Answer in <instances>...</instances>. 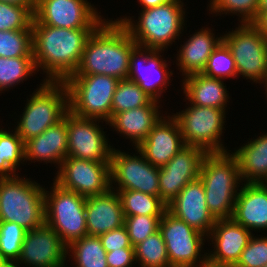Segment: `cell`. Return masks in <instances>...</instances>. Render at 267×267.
Segmentation results:
<instances>
[{
	"mask_svg": "<svg viewBox=\"0 0 267 267\" xmlns=\"http://www.w3.org/2000/svg\"><path fill=\"white\" fill-rule=\"evenodd\" d=\"M31 26L36 68H42L47 74L45 81L50 82H64L76 72L86 41L96 29L53 27L34 17Z\"/></svg>",
	"mask_w": 267,
	"mask_h": 267,
	"instance_id": "cell-1",
	"label": "cell"
},
{
	"mask_svg": "<svg viewBox=\"0 0 267 267\" xmlns=\"http://www.w3.org/2000/svg\"><path fill=\"white\" fill-rule=\"evenodd\" d=\"M137 46L123 24L104 20L87 39L73 75L102 74L127 79L130 56Z\"/></svg>",
	"mask_w": 267,
	"mask_h": 267,
	"instance_id": "cell-2",
	"label": "cell"
},
{
	"mask_svg": "<svg viewBox=\"0 0 267 267\" xmlns=\"http://www.w3.org/2000/svg\"><path fill=\"white\" fill-rule=\"evenodd\" d=\"M199 178L204 185L208 210L214 219H232L238 184L242 180L236 157L227 151L207 153L201 163Z\"/></svg>",
	"mask_w": 267,
	"mask_h": 267,
	"instance_id": "cell-3",
	"label": "cell"
},
{
	"mask_svg": "<svg viewBox=\"0 0 267 267\" xmlns=\"http://www.w3.org/2000/svg\"><path fill=\"white\" fill-rule=\"evenodd\" d=\"M183 6L181 0L168 1L142 9L135 25L127 17L117 21L123 24L138 46L164 51L182 33L185 19Z\"/></svg>",
	"mask_w": 267,
	"mask_h": 267,
	"instance_id": "cell-4",
	"label": "cell"
},
{
	"mask_svg": "<svg viewBox=\"0 0 267 267\" xmlns=\"http://www.w3.org/2000/svg\"><path fill=\"white\" fill-rule=\"evenodd\" d=\"M44 188L29 179L0 177V221L33 230L45 223Z\"/></svg>",
	"mask_w": 267,
	"mask_h": 267,
	"instance_id": "cell-5",
	"label": "cell"
},
{
	"mask_svg": "<svg viewBox=\"0 0 267 267\" xmlns=\"http://www.w3.org/2000/svg\"><path fill=\"white\" fill-rule=\"evenodd\" d=\"M40 85L27 101L22 118L15 128L24 143L60 122L69 111V94L64 82L44 79Z\"/></svg>",
	"mask_w": 267,
	"mask_h": 267,
	"instance_id": "cell-6",
	"label": "cell"
},
{
	"mask_svg": "<svg viewBox=\"0 0 267 267\" xmlns=\"http://www.w3.org/2000/svg\"><path fill=\"white\" fill-rule=\"evenodd\" d=\"M118 81L102 74L71 75L64 81L69 94V110L77 116L108 123Z\"/></svg>",
	"mask_w": 267,
	"mask_h": 267,
	"instance_id": "cell-7",
	"label": "cell"
},
{
	"mask_svg": "<svg viewBox=\"0 0 267 267\" xmlns=\"http://www.w3.org/2000/svg\"><path fill=\"white\" fill-rule=\"evenodd\" d=\"M53 185L50 194L44 190L45 223L68 246L88 235L85 215L87 198L66 190L55 182Z\"/></svg>",
	"mask_w": 267,
	"mask_h": 267,
	"instance_id": "cell-8",
	"label": "cell"
},
{
	"mask_svg": "<svg viewBox=\"0 0 267 267\" xmlns=\"http://www.w3.org/2000/svg\"><path fill=\"white\" fill-rule=\"evenodd\" d=\"M178 113L172 116L180 126L185 146L198 147L206 153L226 152L220 142L226 118L223 109L191 104Z\"/></svg>",
	"mask_w": 267,
	"mask_h": 267,
	"instance_id": "cell-9",
	"label": "cell"
},
{
	"mask_svg": "<svg viewBox=\"0 0 267 267\" xmlns=\"http://www.w3.org/2000/svg\"><path fill=\"white\" fill-rule=\"evenodd\" d=\"M222 41L235 60L237 74L262 83L267 76V39L258 28L253 23H241L222 36Z\"/></svg>",
	"mask_w": 267,
	"mask_h": 267,
	"instance_id": "cell-10",
	"label": "cell"
},
{
	"mask_svg": "<svg viewBox=\"0 0 267 267\" xmlns=\"http://www.w3.org/2000/svg\"><path fill=\"white\" fill-rule=\"evenodd\" d=\"M159 231L166 244L168 259L172 267H199L201 263L207 261L208 253L200 260V252L206 235L189 226L185 221L166 211L160 219ZM197 261L200 262L199 265L196 264Z\"/></svg>",
	"mask_w": 267,
	"mask_h": 267,
	"instance_id": "cell-11",
	"label": "cell"
},
{
	"mask_svg": "<svg viewBox=\"0 0 267 267\" xmlns=\"http://www.w3.org/2000/svg\"><path fill=\"white\" fill-rule=\"evenodd\" d=\"M55 183L85 198L107 192L110 188V162L66 157L58 167Z\"/></svg>",
	"mask_w": 267,
	"mask_h": 267,
	"instance_id": "cell-12",
	"label": "cell"
},
{
	"mask_svg": "<svg viewBox=\"0 0 267 267\" xmlns=\"http://www.w3.org/2000/svg\"><path fill=\"white\" fill-rule=\"evenodd\" d=\"M129 155L113 148L110 159V185L118 183L116 190H136L159 196V168L148 162L137 149Z\"/></svg>",
	"mask_w": 267,
	"mask_h": 267,
	"instance_id": "cell-13",
	"label": "cell"
},
{
	"mask_svg": "<svg viewBox=\"0 0 267 267\" xmlns=\"http://www.w3.org/2000/svg\"><path fill=\"white\" fill-rule=\"evenodd\" d=\"M64 118L67 121V157L110 162L113 148L108 145L105 132L96 123L100 122L99 119L80 117L70 110Z\"/></svg>",
	"mask_w": 267,
	"mask_h": 267,
	"instance_id": "cell-14",
	"label": "cell"
},
{
	"mask_svg": "<svg viewBox=\"0 0 267 267\" xmlns=\"http://www.w3.org/2000/svg\"><path fill=\"white\" fill-rule=\"evenodd\" d=\"M87 0H36L34 18L66 29L97 28L105 19Z\"/></svg>",
	"mask_w": 267,
	"mask_h": 267,
	"instance_id": "cell-15",
	"label": "cell"
},
{
	"mask_svg": "<svg viewBox=\"0 0 267 267\" xmlns=\"http://www.w3.org/2000/svg\"><path fill=\"white\" fill-rule=\"evenodd\" d=\"M207 153L198 147L184 146L165 166L159 168V197L168 205L191 181L199 178Z\"/></svg>",
	"mask_w": 267,
	"mask_h": 267,
	"instance_id": "cell-16",
	"label": "cell"
},
{
	"mask_svg": "<svg viewBox=\"0 0 267 267\" xmlns=\"http://www.w3.org/2000/svg\"><path fill=\"white\" fill-rule=\"evenodd\" d=\"M67 246L46 223L26 231L17 261L32 267H64Z\"/></svg>",
	"mask_w": 267,
	"mask_h": 267,
	"instance_id": "cell-17",
	"label": "cell"
},
{
	"mask_svg": "<svg viewBox=\"0 0 267 267\" xmlns=\"http://www.w3.org/2000/svg\"><path fill=\"white\" fill-rule=\"evenodd\" d=\"M159 52H162V50L137 46L130 56L127 78L128 80L136 82L147 95L156 101H158L161 94L164 92L162 88H167L170 76L173 74L171 71L170 73L167 71L168 65L165 60L162 58L160 59L161 55H159ZM139 57H141L142 60H139ZM143 64H145V68Z\"/></svg>",
	"mask_w": 267,
	"mask_h": 267,
	"instance_id": "cell-18",
	"label": "cell"
},
{
	"mask_svg": "<svg viewBox=\"0 0 267 267\" xmlns=\"http://www.w3.org/2000/svg\"><path fill=\"white\" fill-rule=\"evenodd\" d=\"M167 211L206 236L216 222L208 210L204 185L200 178L189 182L167 205Z\"/></svg>",
	"mask_w": 267,
	"mask_h": 267,
	"instance_id": "cell-19",
	"label": "cell"
},
{
	"mask_svg": "<svg viewBox=\"0 0 267 267\" xmlns=\"http://www.w3.org/2000/svg\"><path fill=\"white\" fill-rule=\"evenodd\" d=\"M251 237V231L233 219L216 220L208 235V238H212V244H215L214 252L207 255V261L234 267Z\"/></svg>",
	"mask_w": 267,
	"mask_h": 267,
	"instance_id": "cell-20",
	"label": "cell"
},
{
	"mask_svg": "<svg viewBox=\"0 0 267 267\" xmlns=\"http://www.w3.org/2000/svg\"><path fill=\"white\" fill-rule=\"evenodd\" d=\"M167 117L163 116L137 147L144 158L158 168L165 166L185 146L177 120Z\"/></svg>",
	"mask_w": 267,
	"mask_h": 267,
	"instance_id": "cell-21",
	"label": "cell"
},
{
	"mask_svg": "<svg viewBox=\"0 0 267 267\" xmlns=\"http://www.w3.org/2000/svg\"><path fill=\"white\" fill-rule=\"evenodd\" d=\"M115 189L111 186L107 192L86 199L85 215L89 236H99L124 225L123 208Z\"/></svg>",
	"mask_w": 267,
	"mask_h": 267,
	"instance_id": "cell-22",
	"label": "cell"
},
{
	"mask_svg": "<svg viewBox=\"0 0 267 267\" xmlns=\"http://www.w3.org/2000/svg\"><path fill=\"white\" fill-rule=\"evenodd\" d=\"M236 197L232 219L246 229H267V183H244Z\"/></svg>",
	"mask_w": 267,
	"mask_h": 267,
	"instance_id": "cell-23",
	"label": "cell"
},
{
	"mask_svg": "<svg viewBox=\"0 0 267 267\" xmlns=\"http://www.w3.org/2000/svg\"><path fill=\"white\" fill-rule=\"evenodd\" d=\"M24 146L26 160L53 162L60 166L67 157L68 150L66 119L48 127L37 137L27 140Z\"/></svg>",
	"mask_w": 267,
	"mask_h": 267,
	"instance_id": "cell-24",
	"label": "cell"
},
{
	"mask_svg": "<svg viewBox=\"0 0 267 267\" xmlns=\"http://www.w3.org/2000/svg\"><path fill=\"white\" fill-rule=\"evenodd\" d=\"M158 102L152 100L148 105L116 113L106 124L130 138L137 148L162 118L158 111Z\"/></svg>",
	"mask_w": 267,
	"mask_h": 267,
	"instance_id": "cell-25",
	"label": "cell"
},
{
	"mask_svg": "<svg viewBox=\"0 0 267 267\" xmlns=\"http://www.w3.org/2000/svg\"><path fill=\"white\" fill-rule=\"evenodd\" d=\"M213 36L209 28H202L196 34L194 33L184 45H181L177 60L180 71L184 72L185 77L203 72L211 53L222 41L221 36L217 38Z\"/></svg>",
	"mask_w": 267,
	"mask_h": 267,
	"instance_id": "cell-26",
	"label": "cell"
},
{
	"mask_svg": "<svg viewBox=\"0 0 267 267\" xmlns=\"http://www.w3.org/2000/svg\"><path fill=\"white\" fill-rule=\"evenodd\" d=\"M221 78H210L202 73L185 77L183 90L190 104L226 110L228 93Z\"/></svg>",
	"mask_w": 267,
	"mask_h": 267,
	"instance_id": "cell-27",
	"label": "cell"
},
{
	"mask_svg": "<svg viewBox=\"0 0 267 267\" xmlns=\"http://www.w3.org/2000/svg\"><path fill=\"white\" fill-rule=\"evenodd\" d=\"M233 155L239 166V174L245 183H267V133L248 143Z\"/></svg>",
	"mask_w": 267,
	"mask_h": 267,
	"instance_id": "cell-28",
	"label": "cell"
},
{
	"mask_svg": "<svg viewBox=\"0 0 267 267\" xmlns=\"http://www.w3.org/2000/svg\"><path fill=\"white\" fill-rule=\"evenodd\" d=\"M121 201L124 216H163L167 205L159 196L136 190H115Z\"/></svg>",
	"mask_w": 267,
	"mask_h": 267,
	"instance_id": "cell-29",
	"label": "cell"
},
{
	"mask_svg": "<svg viewBox=\"0 0 267 267\" xmlns=\"http://www.w3.org/2000/svg\"><path fill=\"white\" fill-rule=\"evenodd\" d=\"M69 251L72 252L70 256L74 257V264H77L75 267H108L107 252L99 236L87 235L73 241L67 246V252Z\"/></svg>",
	"mask_w": 267,
	"mask_h": 267,
	"instance_id": "cell-30",
	"label": "cell"
},
{
	"mask_svg": "<svg viewBox=\"0 0 267 267\" xmlns=\"http://www.w3.org/2000/svg\"><path fill=\"white\" fill-rule=\"evenodd\" d=\"M24 141L16 131L0 129V177H14L20 161H25ZM12 174V175H11Z\"/></svg>",
	"mask_w": 267,
	"mask_h": 267,
	"instance_id": "cell-31",
	"label": "cell"
},
{
	"mask_svg": "<svg viewBox=\"0 0 267 267\" xmlns=\"http://www.w3.org/2000/svg\"><path fill=\"white\" fill-rule=\"evenodd\" d=\"M135 261L141 267H172L168 259L166 244L158 230L134 246Z\"/></svg>",
	"mask_w": 267,
	"mask_h": 267,
	"instance_id": "cell-32",
	"label": "cell"
},
{
	"mask_svg": "<svg viewBox=\"0 0 267 267\" xmlns=\"http://www.w3.org/2000/svg\"><path fill=\"white\" fill-rule=\"evenodd\" d=\"M152 100L136 82L119 80L112 99L111 118L116 113L148 105Z\"/></svg>",
	"mask_w": 267,
	"mask_h": 267,
	"instance_id": "cell-33",
	"label": "cell"
},
{
	"mask_svg": "<svg viewBox=\"0 0 267 267\" xmlns=\"http://www.w3.org/2000/svg\"><path fill=\"white\" fill-rule=\"evenodd\" d=\"M38 70L33 56H20L14 58L0 57V91L6 90L23 82L34 71ZM6 88V89H5Z\"/></svg>",
	"mask_w": 267,
	"mask_h": 267,
	"instance_id": "cell-34",
	"label": "cell"
},
{
	"mask_svg": "<svg viewBox=\"0 0 267 267\" xmlns=\"http://www.w3.org/2000/svg\"><path fill=\"white\" fill-rule=\"evenodd\" d=\"M33 56L32 26L26 30L0 31V57Z\"/></svg>",
	"mask_w": 267,
	"mask_h": 267,
	"instance_id": "cell-35",
	"label": "cell"
},
{
	"mask_svg": "<svg viewBox=\"0 0 267 267\" xmlns=\"http://www.w3.org/2000/svg\"><path fill=\"white\" fill-rule=\"evenodd\" d=\"M202 74L210 78L221 79L238 76L235 60L223 41L211 53Z\"/></svg>",
	"mask_w": 267,
	"mask_h": 267,
	"instance_id": "cell-36",
	"label": "cell"
},
{
	"mask_svg": "<svg viewBox=\"0 0 267 267\" xmlns=\"http://www.w3.org/2000/svg\"><path fill=\"white\" fill-rule=\"evenodd\" d=\"M35 6H21L0 1V31L26 30L34 17Z\"/></svg>",
	"mask_w": 267,
	"mask_h": 267,
	"instance_id": "cell-37",
	"label": "cell"
},
{
	"mask_svg": "<svg viewBox=\"0 0 267 267\" xmlns=\"http://www.w3.org/2000/svg\"><path fill=\"white\" fill-rule=\"evenodd\" d=\"M17 223L0 221V251L7 261H17L26 235Z\"/></svg>",
	"mask_w": 267,
	"mask_h": 267,
	"instance_id": "cell-38",
	"label": "cell"
},
{
	"mask_svg": "<svg viewBox=\"0 0 267 267\" xmlns=\"http://www.w3.org/2000/svg\"><path fill=\"white\" fill-rule=\"evenodd\" d=\"M124 226L126 227L131 245L134 247L144 241L148 236L159 230V222L162 216L135 215L124 216Z\"/></svg>",
	"mask_w": 267,
	"mask_h": 267,
	"instance_id": "cell-39",
	"label": "cell"
},
{
	"mask_svg": "<svg viewBox=\"0 0 267 267\" xmlns=\"http://www.w3.org/2000/svg\"><path fill=\"white\" fill-rule=\"evenodd\" d=\"M209 9L211 13L224 12L239 15L241 23H254L257 20V7L259 0H211Z\"/></svg>",
	"mask_w": 267,
	"mask_h": 267,
	"instance_id": "cell-40",
	"label": "cell"
},
{
	"mask_svg": "<svg viewBox=\"0 0 267 267\" xmlns=\"http://www.w3.org/2000/svg\"><path fill=\"white\" fill-rule=\"evenodd\" d=\"M267 265V237L253 235L234 267H265Z\"/></svg>",
	"mask_w": 267,
	"mask_h": 267,
	"instance_id": "cell-41",
	"label": "cell"
},
{
	"mask_svg": "<svg viewBox=\"0 0 267 267\" xmlns=\"http://www.w3.org/2000/svg\"><path fill=\"white\" fill-rule=\"evenodd\" d=\"M99 238L106 252L120 250L122 248H134L131 245L126 227L124 225L120 228L113 229L107 233L99 235Z\"/></svg>",
	"mask_w": 267,
	"mask_h": 267,
	"instance_id": "cell-42",
	"label": "cell"
},
{
	"mask_svg": "<svg viewBox=\"0 0 267 267\" xmlns=\"http://www.w3.org/2000/svg\"><path fill=\"white\" fill-rule=\"evenodd\" d=\"M106 260L108 267H132L134 264L135 253L134 248H122L107 252Z\"/></svg>",
	"mask_w": 267,
	"mask_h": 267,
	"instance_id": "cell-43",
	"label": "cell"
},
{
	"mask_svg": "<svg viewBox=\"0 0 267 267\" xmlns=\"http://www.w3.org/2000/svg\"><path fill=\"white\" fill-rule=\"evenodd\" d=\"M261 34L267 39V12H264L254 23H253Z\"/></svg>",
	"mask_w": 267,
	"mask_h": 267,
	"instance_id": "cell-44",
	"label": "cell"
},
{
	"mask_svg": "<svg viewBox=\"0 0 267 267\" xmlns=\"http://www.w3.org/2000/svg\"><path fill=\"white\" fill-rule=\"evenodd\" d=\"M168 1H174V0H139V3L141 4V6H143L142 9H146L150 7H156Z\"/></svg>",
	"mask_w": 267,
	"mask_h": 267,
	"instance_id": "cell-45",
	"label": "cell"
},
{
	"mask_svg": "<svg viewBox=\"0 0 267 267\" xmlns=\"http://www.w3.org/2000/svg\"><path fill=\"white\" fill-rule=\"evenodd\" d=\"M0 1L21 6H36V0H0Z\"/></svg>",
	"mask_w": 267,
	"mask_h": 267,
	"instance_id": "cell-46",
	"label": "cell"
},
{
	"mask_svg": "<svg viewBox=\"0 0 267 267\" xmlns=\"http://www.w3.org/2000/svg\"><path fill=\"white\" fill-rule=\"evenodd\" d=\"M267 12V0H259L257 7V19L264 13Z\"/></svg>",
	"mask_w": 267,
	"mask_h": 267,
	"instance_id": "cell-47",
	"label": "cell"
},
{
	"mask_svg": "<svg viewBox=\"0 0 267 267\" xmlns=\"http://www.w3.org/2000/svg\"><path fill=\"white\" fill-rule=\"evenodd\" d=\"M199 267H231V266L215 265L206 261L205 263H201Z\"/></svg>",
	"mask_w": 267,
	"mask_h": 267,
	"instance_id": "cell-48",
	"label": "cell"
},
{
	"mask_svg": "<svg viewBox=\"0 0 267 267\" xmlns=\"http://www.w3.org/2000/svg\"><path fill=\"white\" fill-rule=\"evenodd\" d=\"M16 263H19L18 261H6L1 267H18Z\"/></svg>",
	"mask_w": 267,
	"mask_h": 267,
	"instance_id": "cell-49",
	"label": "cell"
},
{
	"mask_svg": "<svg viewBox=\"0 0 267 267\" xmlns=\"http://www.w3.org/2000/svg\"><path fill=\"white\" fill-rule=\"evenodd\" d=\"M7 260L4 258L2 252L0 251V267L6 262Z\"/></svg>",
	"mask_w": 267,
	"mask_h": 267,
	"instance_id": "cell-50",
	"label": "cell"
},
{
	"mask_svg": "<svg viewBox=\"0 0 267 267\" xmlns=\"http://www.w3.org/2000/svg\"><path fill=\"white\" fill-rule=\"evenodd\" d=\"M265 81V82H264ZM264 81L262 82V83H265V86L264 87H266V93H267V76L265 77V79H264ZM267 95V94H266ZM267 97V96H266Z\"/></svg>",
	"mask_w": 267,
	"mask_h": 267,
	"instance_id": "cell-51",
	"label": "cell"
}]
</instances>
